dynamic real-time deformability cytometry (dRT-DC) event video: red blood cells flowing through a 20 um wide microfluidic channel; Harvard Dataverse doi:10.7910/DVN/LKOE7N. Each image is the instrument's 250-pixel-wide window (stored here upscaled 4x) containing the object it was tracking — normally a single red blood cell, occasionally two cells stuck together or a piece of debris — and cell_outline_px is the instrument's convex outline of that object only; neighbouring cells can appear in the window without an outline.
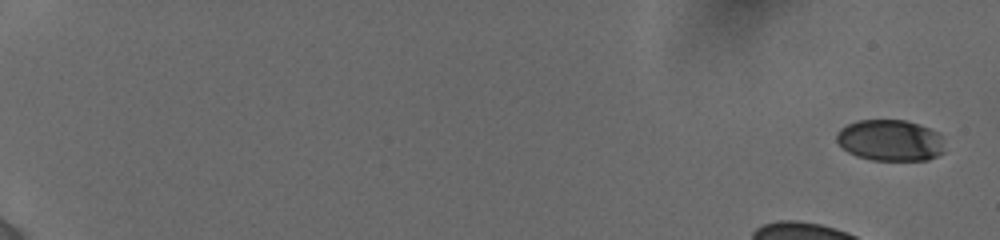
{"species": "human", "species_latin": "Homo sapiens", "temperature_condition": "cold", "stored_images_in_passage": 26, "camera_frame_rate_fps": 3000, "um_per_image_px": 0.085, "donor": {"sex": "female"}, "frame": {"image": 1, "passage_image": 1, "time_ms": 0.0, "image_size_px": [1000, 240], "cell_outline_px": [[944, 152], [928, 160], [872, 160], [856, 156], [848, 152], [836, 140], [836, 132], [840, 128], [856, 120], [904, 120], [920, 124], [940, 132]], "centroid_in_image_um": [75.67, 11.92], "position_along_channel_um": 9.3, "area_um2": 26.18}}
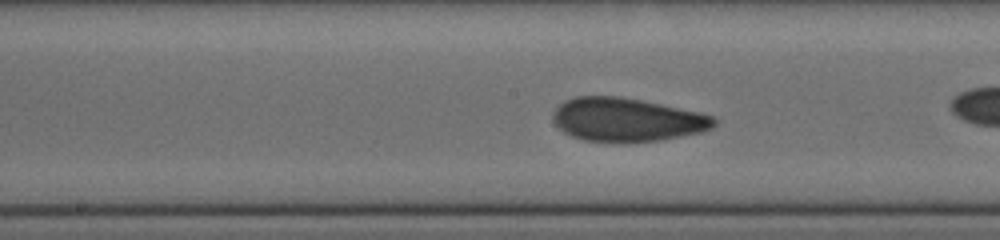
{"frame": {"image": 2, "passage_image": 24, "time_ms": 9.667, "image_size_px": [1000, 240], "cell_outline_px": [[716, 124], [712, 128], [700, 132], [660, 140], [584, 140], [572, 136], [564, 132], [552, 120], [552, 112], [564, 100], [576, 96], [620, 96], [700, 112], [712, 116], [716, 120]], "centroid_in_image_um": [53.26, 10.14], "position_along_channel_um": 194.9, "area_um2": 40.11}}